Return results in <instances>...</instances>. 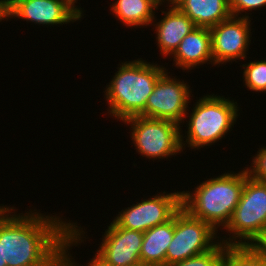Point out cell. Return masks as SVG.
<instances>
[{
  "label": "cell",
  "mask_w": 266,
  "mask_h": 266,
  "mask_svg": "<svg viewBox=\"0 0 266 266\" xmlns=\"http://www.w3.org/2000/svg\"><path fill=\"white\" fill-rule=\"evenodd\" d=\"M243 83L245 87L255 92L266 93V60H254L242 64Z\"/></svg>",
  "instance_id": "d6986e66"
},
{
  "label": "cell",
  "mask_w": 266,
  "mask_h": 266,
  "mask_svg": "<svg viewBox=\"0 0 266 266\" xmlns=\"http://www.w3.org/2000/svg\"><path fill=\"white\" fill-rule=\"evenodd\" d=\"M77 225H79V224L72 221V232H71L70 237H69V266H84V265H81L79 263H76L74 257L72 258V255L70 253V249H73L71 247H73L75 245L78 246L82 242L84 243V238L86 239V237L84 235L85 231H83V227H81V225L80 226H77ZM85 266H111V265L103 264L96 256H94L93 258H91V260ZM131 266H148V265H145L143 263H137V264L131 265Z\"/></svg>",
  "instance_id": "44dd1931"
},
{
  "label": "cell",
  "mask_w": 266,
  "mask_h": 266,
  "mask_svg": "<svg viewBox=\"0 0 266 266\" xmlns=\"http://www.w3.org/2000/svg\"><path fill=\"white\" fill-rule=\"evenodd\" d=\"M225 230L229 238L220 237L225 245H255L266 231V182L251 178L246 169L240 201Z\"/></svg>",
  "instance_id": "5b68a950"
},
{
  "label": "cell",
  "mask_w": 266,
  "mask_h": 266,
  "mask_svg": "<svg viewBox=\"0 0 266 266\" xmlns=\"http://www.w3.org/2000/svg\"><path fill=\"white\" fill-rule=\"evenodd\" d=\"M123 122L127 126L130 124L131 140L140 156L162 160L183 152L180 142V127L183 125L143 116H133Z\"/></svg>",
  "instance_id": "8992f818"
},
{
  "label": "cell",
  "mask_w": 266,
  "mask_h": 266,
  "mask_svg": "<svg viewBox=\"0 0 266 266\" xmlns=\"http://www.w3.org/2000/svg\"><path fill=\"white\" fill-rule=\"evenodd\" d=\"M168 8H166L167 11L161 10L164 17L160 21H152L155 28L156 45H158L160 54L165 57L171 56L183 38L197 27L175 5H169Z\"/></svg>",
  "instance_id": "4fadbf2b"
},
{
  "label": "cell",
  "mask_w": 266,
  "mask_h": 266,
  "mask_svg": "<svg viewBox=\"0 0 266 266\" xmlns=\"http://www.w3.org/2000/svg\"><path fill=\"white\" fill-rule=\"evenodd\" d=\"M250 165L249 167H244L248 176L266 182V146L259 148L256 155L252 156Z\"/></svg>",
  "instance_id": "7402d4cb"
},
{
  "label": "cell",
  "mask_w": 266,
  "mask_h": 266,
  "mask_svg": "<svg viewBox=\"0 0 266 266\" xmlns=\"http://www.w3.org/2000/svg\"><path fill=\"white\" fill-rule=\"evenodd\" d=\"M169 73L166 71L158 79L148 97L146 118L169 120L180 126L185 122L188 103L190 104L193 94L188 82L169 76Z\"/></svg>",
  "instance_id": "9c48e42d"
},
{
  "label": "cell",
  "mask_w": 266,
  "mask_h": 266,
  "mask_svg": "<svg viewBox=\"0 0 266 266\" xmlns=\"http://www.w3.org/2000/svg\"><path fill=\"white\" fill-rule=\"evenodd\" d=\"M217 233L210 224L181 207L174 214V236L167 248L165 266L213 249L220 242Z\"/></svg>",
  "instance_id": "52a82bcc"
},
{
  "label": "cell",
  "mask_w": 266,
  "mask_h": 266,
  "mask_svg": "<svg viewBox=\"0 0 266 266\" xmlns=\"http://www.w3.org/2000/svg\"><path fill=\"white\" fill-rule=\"evenodd\" d=\"M81 9L72 0H6V21L16 17L47 28L59 27L81 20L84 16Z\"/></svg>",
  "instance_id": "30bf717a"
},
{
  "label": "cell",
  "mask_w": 266,
  "mask_h": 266,
  "mask_svg": "<svg viewBox=\"0 0 266 266\" xmlns=\"http://www.w3.org/2000/svg\"><path fill=\"white\" fill-rule=\"evenodd\" d=\"M106 85L104 98L108 114L122 122L133 116L146 117V102L158 79L168 69L142 58L123 61ZM167 69V70H166Z\"/></svg>",
  "instance_id": "7a4b0ae2"
},
{
  "label": "cell",
  "mask_w": 266,
  "mask_h": 266,
  "mask_svg": "<svg viewBox=\"0 0 266 266\" xmlns=\"http://www.w3.org/2000/svg\"><path fill=\"white\" fill-rule=\"evenodd\" d=\"M6 207H7V205H5V206L2 205V204L0 205V214L3 212V210H4Z\"/></svg>",
  "instance_id": "83f0119b"
},
{
  "label": "cell",
  "mask_w": 266,
  "mask_h": 266,
  "mask_svg": "<svg viewBox=\"0 0 266 266\" xmlns=\"http://www.w3.org/2000/svg\"><path fill=\"white\" fill-rule=\"evenodd\" d=\"M175 6L197 27L211 28L232 16L229 0H179Z\"/></svg>",
  "instance_id": "9a60e30c"
},
{
  "label": "cell",
  "mask_w": 266,
  "mask_h": 266,
  "mask_svg": "<svg viewBox=\"0 0 266 266\" xmlns=\"http://www.w3.org/2000/svg\"><path fill=\"white\" fill-rule=\"evenodd\" d=\"M15 210L14 205L7 206L0 214L3 263L7 266H69L72 222L64 221L57 214H43L36 208L18 214Z\"/></svg>",
  "instance_id": "6da1fadb"
},
{
  "label": "cell",
  "mask_w": 266,
  "mask_h": 266,
  "mask_svg": "<svg viewBox=\"0 0 266 266\" xmlns=\"http://www.w3.org/2000/svg\"><path fill=\"white\" fill-rule=\"evenodd\" d=\"M158 193L122 209L113 221L119 227L143 233L169 221L182 207V192Z\"/></svg>",
  "instance_id": "ba28073f"
},
{
  "label": "cell",
  "mask_w": 266,
  "mask_h": 266,
  "mask_svg": "<svg viewBox=\"0 0 266 266\" xmlns=\"http://www.w3.org/2000/svg\"><path fill=\"white\" fill-rule=\"evenodd\" d=\"M0 266H7V263H3L2 241H0Z\"/></svg>",
  "instance_id": "d4e9b609"
},
{
  "label": "cell",
  "mask_w": 266,
  "mask_h": 266,
  "mask_svg": "<svg viewBox=\"0 0 266 266\" xmlns=\"http://www.w3.org/2000/svg\"><path fill=\"white\" fill-rule=\"evenodd\" d=\"M110 6L114 17L127 28L151 26L157 18L155 11L158 7L150 0H115Z\"/></svg>",
  "instance_id": "e0dca14e"
},
{
  "label": "cell",
  "mask_w": 266,
  "mask_h": 266,
  "mask_svg": "<svg viewBox=\"0 0 266 266\" xmlns=\"http://www.w3.org/2000/svg\"><path fill=\"white\" fill-rule=\"evenodd\" d=\"M7 19L6 14V0H0V22Z\"/></svg>",
  "instance_id": "cb8c5ba5"
},
{
  "label": "cell",
  "mask_w": 266,
  "mask_h": 266,
  "mask_svg": "<svg viewBox=\"0 0 266 266\" xmlns=\"http://www.w3.org/2000/svg\"><path fill=\"white\" fill-rule=\"evenodd\" d=\"M222 266H266V257L254 245H225Z\"/></svg>",
  "instance_id": "ac0fdd59"
},
{
  "label": "cell",
  "mask_w": 266,
  "mask_h": 266,
  "mask_svg": "<svg viewBox=\"0 0 266 266\" xmlns=\"http://www.w3.org/2000/svg\"><path fill=\"white\" fill-rule=\"evenodd\" d=\"M105 230L95 256L106 265L131 266L140 261L143 232L119 227L112 221Z\"/></svg>",
  "instance_id": "7c38bea8"
},
{
  "label": "cell",
  "mask_w": 266,
  "mask_h": 266,
  "mask_svg": "<svg viewBox=\"0 0 266 266\" xmlns=\"http://www.w3.org/2000/svg\"><path fill=\"white\" fill-rule=\"evenodd\" d=\"M243 188L244 168L238 173L225 172L201 182L192 191H182V207L222 232L232 218Z\"/></svg>",
  "instance_id": "3957f363"
},
{
  "label": "cell",
  "mask_w": 266,
  "mask_h": 266,
  "mask_svg": "<svg viewBox=\"0 0 266 266\" xmlns=\"http://www.w3.org/2000/svg\"><path fill=\"white\" fill-rule=\"evenodd\" d=\"M250 19L231 16L209 28L214 66L247 58L252 37Z\"/></svg>",
  "instance_id": "8fae6325"
},
{
  "label": "cell",
  "mask_w": 266,
  "mask_h": 266,
  "mask_svg": "<svg viewBox=\"0 0 266 266\" xmlns=\"http://www.w3.org/2000/svg\"><path fill=\"white\" fill-rule=\"evenodd\" d=\"M174 236V216L167 222L143 233L140 251L141 263L148 266H165L167 248Z\"/></svg>",
  "instance_id": "2e32d148"
},
{
  "label": "cell",
  "mask_w": 266,
  "mask_h": 266,
  "mask_svg": "<svg viewBox=\"0 0 266 266\" xmlns=\"http://www.w3.org/2000/svg\"><path fill=\"white\" fill-rule=\"evenodd\" d=\"M193 106L192 112L189 114L187 111L185 116V119L189 117V120L186 121L188 127L186 129L188 130H185V136L182 134V128H180L182 151L187 145L191 149L199 150L222 140L228 135V132L233 130L232 127L240 115V107L234 99L230 100L229 97L227 99V97L217 96L214 93L199 97Z\"/></svg>",
  "instance_id": "277c9868"
},
{
  "label": "cell",
  "mask_w": 266,
  "mask_h": 266,
  "mask_svg": "<svg viewBox=\"0 0 266 266\" xmlns=\"http://www.w3.org/2000/svg\"><path fill=\"white\" fill-rule=\"evenodd\" d=\"M178 1H179V0H166L165 3H166V4L168 3V5L165 6V7H168L169 4H170V5H175Z\"/></svg>",
  "instance_id": "4316f807"
},
{
  "label": "cell",
  "mask_w": 266,
  "mask_h": 266,
  "mask_svg": "<svg viewBox=\"0 0 266 266\" xmlns=\"http://www.w3.org/2000/svg\"><path fill=\"white\" fill-rule=\"evenodd\" d=\"M150 1H152L157 7L165 3V0H150Z\"/></svg>",
  "instance_id": "484cf974"
},
{
  "label": "cell",
  "mask_w": 266,
  "mask_h": 266,
  "mask_svg": "<svg viewBox=\"0 0 266 266\" xmlns=\"http://www.w3.org/2000/svg\"><path fill=\"white\" fill-rule=\"evenodd\" d=\"M224 254L225 244L220 241L213 249L205 253L173 263L169 266H222Z\"/></svg>",
  "instance_id": "ffe728a7"
},
{
  "label": "cell",
  "mask_w": 266,
  "mask_h": 266,
  "mask_svg": "<svg viewBox=\"0 0 266 266\" xmlns=\"http://www.w3.org/2000/svg\"><path fill=\"white\" fill-rule=\"evenodd\" d=\"M229 6L232 16L250 18L251 16H248L250 13L247 12L266 7V0H229Z\"/></svg>",
  "instance_id": "603a6c76"
},
{
  "label": "cell",
  "mask_w": 266,
  "mask_h": 266,
  "mask_svg": "<svg viewBox=\"0 0 266 266\" xmlns=\"http://www.w3.org/2000/svg\"><path fill=\"white\" fill-rule=\"evenodd\" d=\"M211 32L206 27H196L180 42L172 54L173 65L189 72L203 64H213ZM209 61V62H208Z\"/></svg>",
  "instance_id": "5bb4252c"
}]
</instances>
